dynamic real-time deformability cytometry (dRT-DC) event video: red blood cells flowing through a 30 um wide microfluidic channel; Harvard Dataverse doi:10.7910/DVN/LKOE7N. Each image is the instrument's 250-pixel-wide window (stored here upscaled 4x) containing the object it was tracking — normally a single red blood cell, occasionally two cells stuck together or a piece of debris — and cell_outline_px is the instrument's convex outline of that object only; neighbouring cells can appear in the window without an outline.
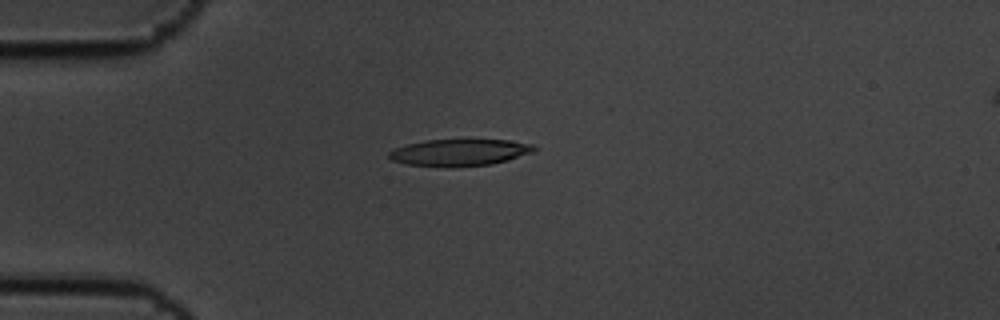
{"species": "common noctule bat (a hibernating species)", "species_latin": "Nyctalus noctula", "temperature_condition": "cold", "stored_images_in_passage": 5, "camera_frame_rate_fps": 3000, "um_per_image_px": 0.085, "animal": {"sex": "male", "body_mass_g": 19.5, "forearm_length_mm": 54.6}, "frame": {"image": 1, "passage_image": 1, "time_ms": 0.0, "image_size_px": [1000, 320], "cell_outline_px": [[536, 148], [532, 152], [508, 160], [492, 164], [452, 168], [448, 168], [404, 164], [392, 160], [388, 156], [388, 152], [392, 148], [424, 140], [508, 140], [532, 144]], "centroid_in_image_um": [39.0, 12.98], "position_along_channel_um": 46.0, "area_um2": 22.89}}
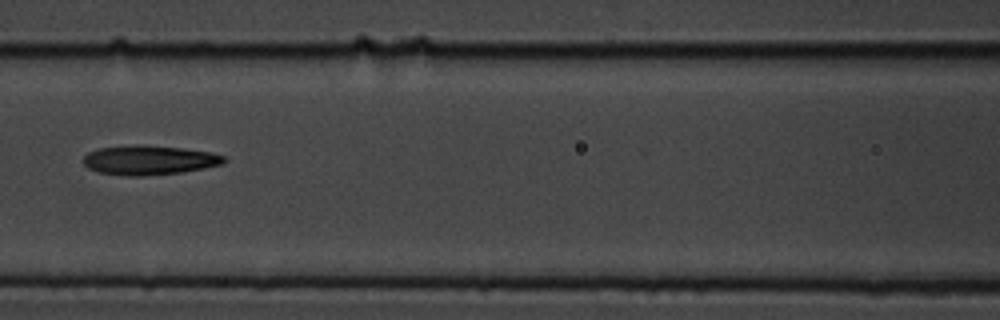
{"frame": {"image": 2, "passage_image": 4, "time_ms": 1.0, "image_size_px": [1000, 320], "cell_outline_px": [[228, 160], [224, 164], [184, 172], [140, 176], [128, 176], [100, 172], [88, 168], [84, 164], [84, 156], [88, 152], [96, 148], [184, 148], [212, 152], [224, 156]], "centroid_in_image_um": [12.76, 13.66], "position_along_channel_um": 153.8, "area_um2": 23.06}}
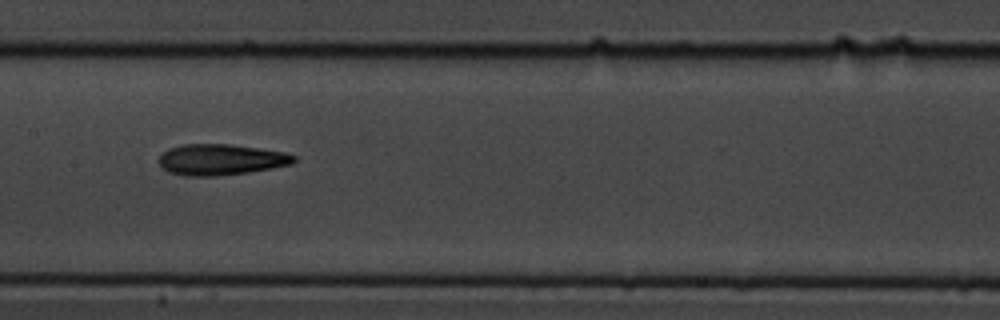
{"frame": {"image": 3, "passage_image": 5, "time_ms": 1.333, "image_size_px": [1000, 320], "cell_outline_px": [[296, 160], [292, 164], [272, 168], [248, 172], [216, 176], [184, 176], [168, 172], [160, 164], [160, 156], [168, 148], [184, 144], [232, 144], [284, 152], [296, 156]], "centroid_in_image_um": [18.78, 13.56], "position_along_channel_um": 188.6, "area_um2": 24.33}}